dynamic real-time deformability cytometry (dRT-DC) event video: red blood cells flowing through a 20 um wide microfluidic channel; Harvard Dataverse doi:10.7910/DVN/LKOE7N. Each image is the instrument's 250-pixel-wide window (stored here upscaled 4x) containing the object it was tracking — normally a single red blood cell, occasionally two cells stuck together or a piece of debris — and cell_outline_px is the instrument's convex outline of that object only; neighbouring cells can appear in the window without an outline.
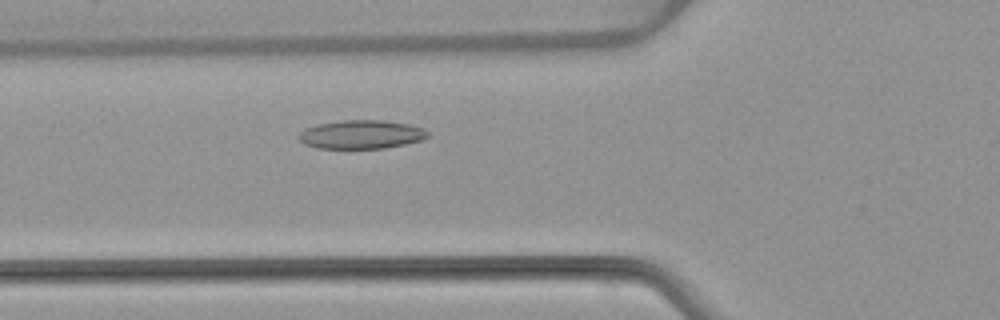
{"species": "common noctule bat (a hibernating species)", "species_latin": "Nyctalus noctula", "temperature_condition": "warm", "stored_images_in_passage": 48, "camera_frame_rate_fps": 3000, "um_per_image_px": 0.085, "animal": {"sex": "female", "body_mass_g": 22.7, "forearm_length_mm": 54.2}, "frame": {"image": 1, "passage_image": 14, "time_ms": 4.333, "image_size_px": [1000, 320], "cell_outline_px": [[428, 136], [424, 140], [384, 148], [316, 148], [304, 144], [296, 136], [300, 132], [308, 128], [320, 124], [344, 120], [384, 120], [408, 124], [420, 128], [428, 132]], "centroid_in_image_um": [30.71, 11.43], "position_along_channel_um": 95.1, "area_um2": 21.33}}
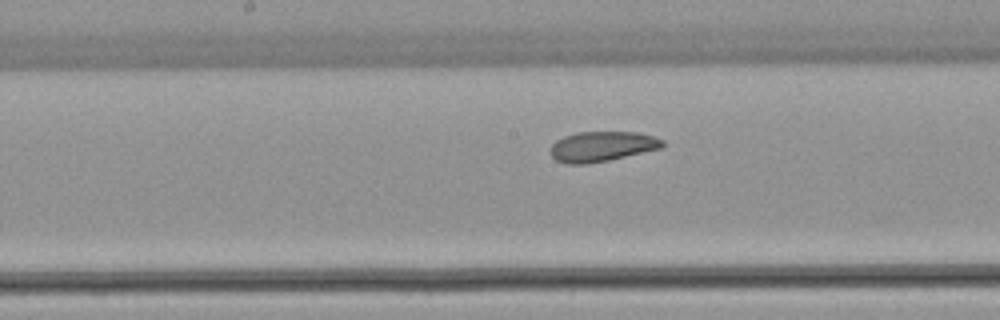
{"frame": {"image": 2, "passage_image": 22, "time_ms": 7.0, "image_size_px": [1000, 320], "cell_outline_px": [[664, 144], [660, 148], [608, 160], [588, 164], [568, 164], [556, 160], [552, 156], [552, 144], [556, 140], [564, 136], [576, 132], [640, 132], [664, 140]], "centroid_in_image_um": [51.16, 12.44], "position_along_channel_um": 197.0, "area_um2": 19.48}}
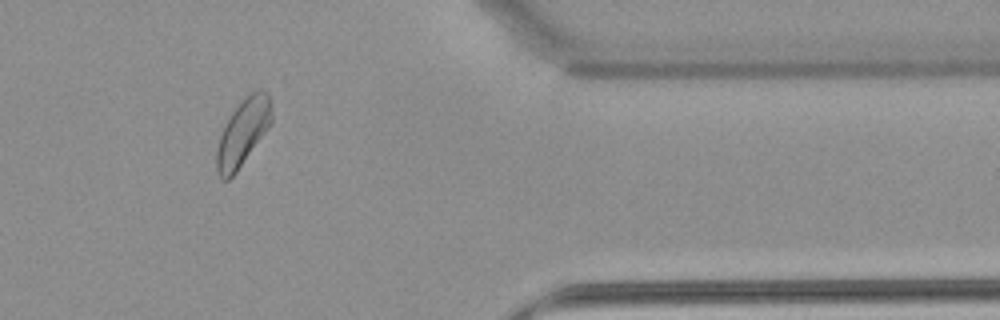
{"frame": {"image": 3, "passage_image": 39, "time_ms": 12.667, "image_size_px": [1000, 320], "cell_outline_px": [[272, 124], [236, 172], [228, 180], [224, 180], [220, 176], [216, 168], [216, 152], [220, 136], [224, 124], [232, 112], [244, 96], [248, 92], [256, 88], [264, 88], [268, 92], [272, 112]], "centroid_in_image_um": [20.67, 11.18], "position_along_channel_um": 390.7, "area_um2": 21.68}, "authors_computed_cell_mechanics": {"area_um2": 21.3571, "velocity_mm_per_s": 3.8164, "shape_relaxation_time_tau1_ms": 3.8892, "shape_relaxation_time_tau2_ms": 3.4587, "deformation_change_tau1": 0.0966, "deformation_change_tau2": 0.0688}}